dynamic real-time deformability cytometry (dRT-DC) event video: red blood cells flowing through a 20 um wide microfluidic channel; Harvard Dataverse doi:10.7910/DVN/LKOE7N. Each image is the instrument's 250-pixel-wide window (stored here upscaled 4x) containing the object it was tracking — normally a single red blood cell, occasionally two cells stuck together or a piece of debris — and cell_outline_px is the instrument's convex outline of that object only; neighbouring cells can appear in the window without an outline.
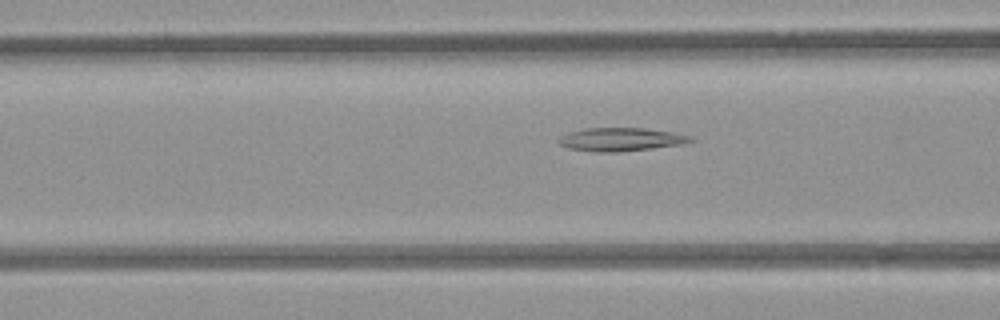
{"species": "common noctule bat (a hibernating species)", "species_latin": "Nyctalus noctula", "temperature_condition": "room temperature", "stored_images_in_passage": 49, "camera_frame_rate_fps": 3000, "um_per_image_px": 0.085, "animal": {"sex": "female", "body_mass_g": 21.9}, "frame": {"image": 1, "passage_image": 17, "time_ms": 5.333, "image_size_px": [1000, 320], "cell_outline_px": [[696, 140], [684, 144], [652, 148], [616, 152], [592, 152], [568, 148], [560, 144], [556, 140], [560, 136], [568, 132], [584, 128], [644, 128], [676, 132], [692, 136]], "centroid_in_image_um": [52.79, 11.84], "position_along_channel_um": 113.8, "area_um2": 18.21}}
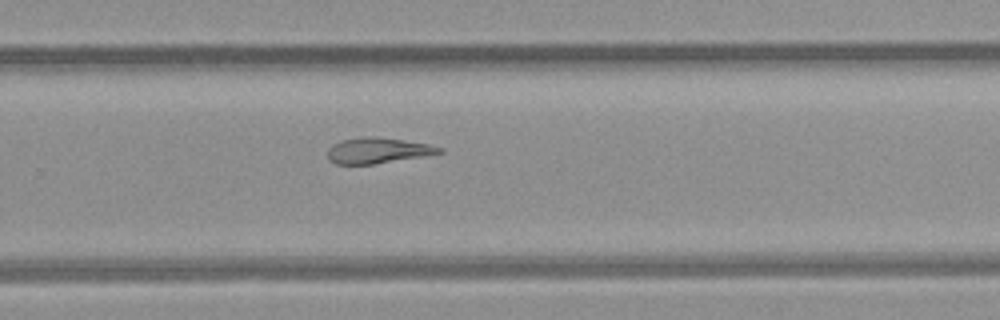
{"frame": {"image": 2, "passage_image": 31, "time_ms": 10.0, "image_size_px": [1000, 320], "cell_outline_px": [[444, 152], [372, 164], [336, 164], [328, 160], [328, 148], [332, 144], [340, 140], [368, 136], [372, 136], [428, 144], [444, 148]], "centroid_in_image_um": [32.05, 12.79], "position_along_channel_um": 297.8, "area_um2": 16.42}}
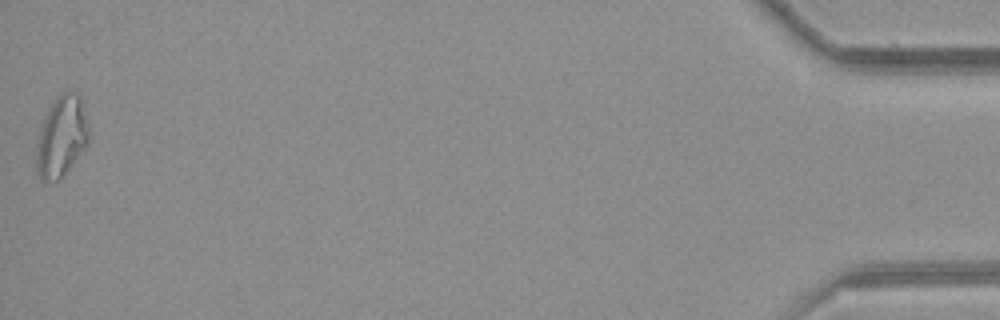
{"frame": {"image": 3, "passage_image": 49, "time_ms": 16.0, "image_size_px": [1000, 320], "cell_outline_px": [[88, 140], [84, 148], [60, 180], [40, 180], [36, 172], [36, 156], [40, 132], [44, 116], [52, 104], [64, 92], [76, 92], [80, 96], [88, 124]], "centroid_in_image_um": [5.22, 11.64], "position_along_channel_um": 430.0, "area_um2": 24.04}}